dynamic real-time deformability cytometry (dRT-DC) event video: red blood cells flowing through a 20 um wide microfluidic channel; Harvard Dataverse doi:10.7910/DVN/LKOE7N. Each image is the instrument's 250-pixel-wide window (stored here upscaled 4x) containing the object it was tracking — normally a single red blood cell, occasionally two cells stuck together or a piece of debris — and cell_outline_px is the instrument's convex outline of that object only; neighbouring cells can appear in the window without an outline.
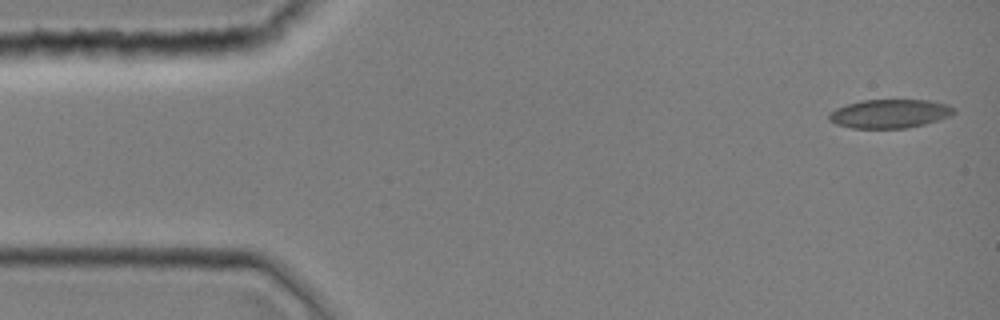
{"species": "common noctule bat (a hibernating species)", "species_latin": "Nyctalus noctula", "temperature_condition": "room temperature", "stored_images_in_passage": 43, "camera_frame_rate_fps": 3000, "um_per_image_px": 0.085, "animal": {"sex": "female", "body_mass_g": 19.0, "forearm_length_mm": 51.5}, "frame": {"image": 1, "passage_image": 1, "time_ms": 0.0, "image_size_px": [1000, 320], "cell_outline_px": [[956, 112], [948, 116], [924, 124], [904, 128], [852, 128], [836, 124], [828, 120], [828, 112], [836, 108], [860, 100], [928, 100], [948, 104], [956, 108]], "centroid_in_image_um": [75.6, 9.65], "position_along_channel_um": 9.4, "area_um2": 20.92}}
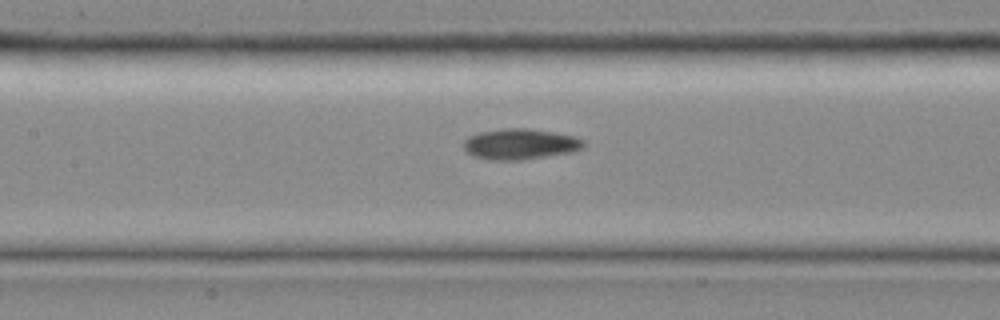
{"frame": {"image": 2, "passage_image": 19, "time_ms": 6.0, "image_size_px": [1000, 320], "cell_outline_px": [[588, 144], [584, 148], [572, 152], [520, 160], [488, 160], [472, 156], [464, 148], [464, 140], [468, 136], [480, 132], [500, 128], [528, 128], [556, 132], [576, 136], [584, 140]], "centroid_in_image_um": [44.25, 12.24], "position_along_channel_um": 163.1, "area_um2": 21.85}}
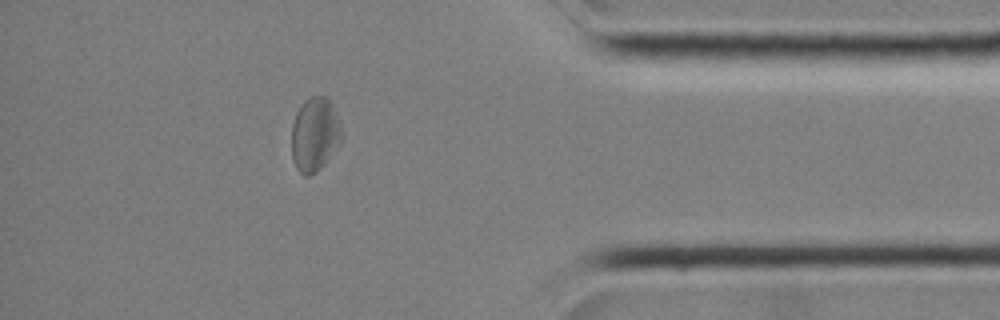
{"frame": {"image": 3, "passage_image": 37, "time_ms": 12.0, "image_size_px": [1000, 320], "cell_outline_px": [[344, 136], [324, 164], [316, 172], [308, 176], [304, 176], [296, 168], [292, 160], [292, 124], [296, 112], [304, 100], [312, 96], [328, 96], [340, 120], [344, 132]], "centroid_in_image_um": [26.77, 11.4], "position_along_channel_um": 408.4, "area_um2": 21.91}}